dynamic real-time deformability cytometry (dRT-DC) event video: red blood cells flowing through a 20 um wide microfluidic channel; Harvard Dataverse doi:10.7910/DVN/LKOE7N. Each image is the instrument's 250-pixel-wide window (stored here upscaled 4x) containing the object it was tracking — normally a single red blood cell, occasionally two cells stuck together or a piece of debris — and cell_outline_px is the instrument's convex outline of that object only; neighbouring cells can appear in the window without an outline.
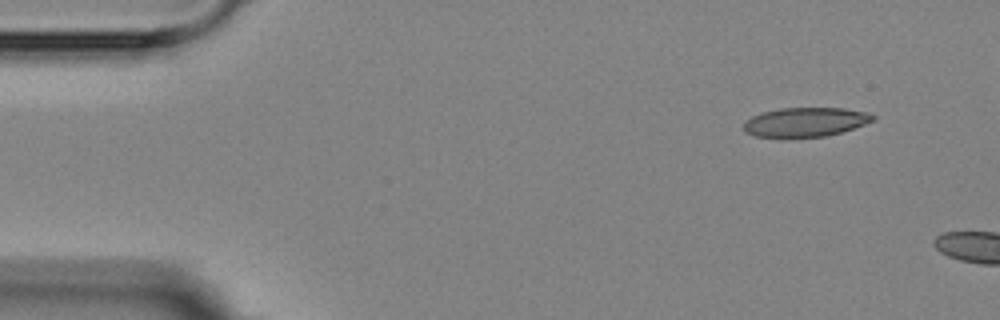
{"species": "Egyptian fruit bat (a non-hibernating species)", "species_latin": "Rousettus aegyptiacus", "temperature_condition": "room temperature", "stored_images_in_passage": 2, "camera_frame_rate_fps": 3000, "um_per_image_px": 0.085, "animal": {"sex": "female"}, "frame": {"image": 1, "passage_image": 1, "time_ms": 0.0, "image_size_px": [1000, 320], "cell_outline_px": [[876, 120], [840, 132], [824, 136], [756, 136], [744, 132], [744, 120], [760, 112], [780, 108], [844, 108], [864, 112], [876, 116]], "centroid_in_image_um": [68.43, 10.35], "position_along_channel_um": 16.6, "area_um2": 21.68}}